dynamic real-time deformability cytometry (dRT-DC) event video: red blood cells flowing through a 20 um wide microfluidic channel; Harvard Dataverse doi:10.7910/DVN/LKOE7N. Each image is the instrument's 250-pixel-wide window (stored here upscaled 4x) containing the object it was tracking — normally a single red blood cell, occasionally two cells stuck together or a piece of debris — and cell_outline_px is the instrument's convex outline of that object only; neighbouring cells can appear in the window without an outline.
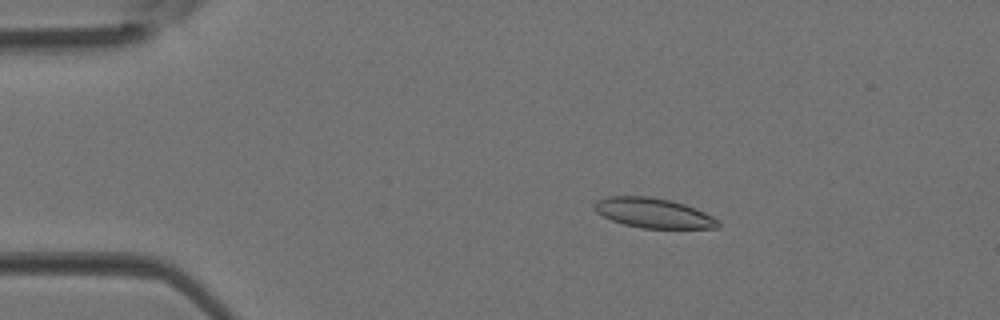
{"species": "Egyptian fruit bat (a non-hibernating species)", "species_latin": "Rousettus aegyptiacus", "temperature_condition": "room temperature", "stored_images_in_passage": 43, "camera_frame_rate_fps": 3000, "um_per_image_px": 0.085, "animal": {"sex": "female"}, "frame": {"image": 1, "passage_image": 7, "time_ms": 2.0, "image_size_px": [1000, 320], "cell_outline_px": [[720, 228], [640, 228], [624, 224], [612, 220], [596, 212], [592, 208], [592, 204], [596, 200], [608, 196], [652, 196], [672, 200], [684, 204], [704, 212], [712, 216], [720, 224]], "centroid_in_image_um": [55.49, 18.09], "position_along_channel_um": 29.5, "area_um2": 21.62}}
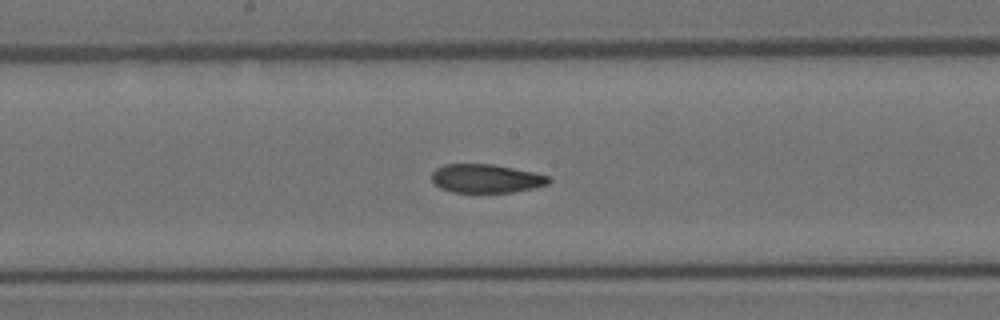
{"frame": {"image": 2, "passage_image": 22, "time_ms": 7.0, "image_size_px": [1000, 320], "cell_outline_px": [[552, 180], [548, 184], [532, 188], [512, 192], [452, 192], [440, 188], [432, 180], [432, 172], [436, 168], [444, 164], [492, 164], [536, 172], [548, 176]], "centroid_in_image_um": [41.32, 15.16], "position_along_channel_um": 206.9, "area_um2": 19.54}}
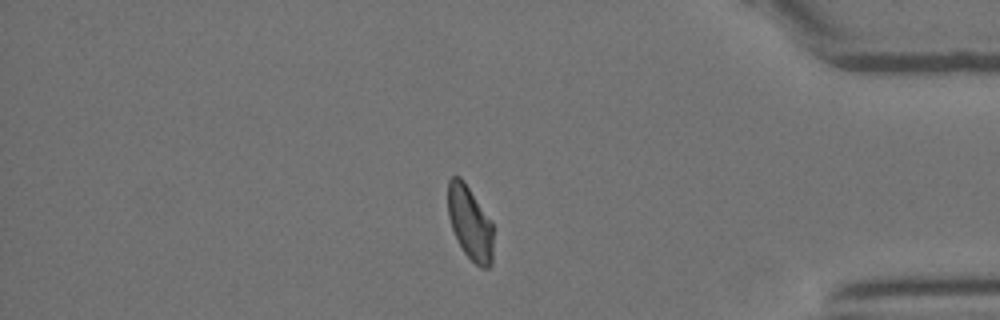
{"frame": {"image": 3, "passage_image": 36, "time_ms": 11.667, "image_size_px": [1000, 320], "cell_outline_px": [[492, 264], [488, 268], [480, 268], [464, 252], [452, 228], [448, 216], [448, 180], [452, 176], [460, 176], [464, 180], [492, 224]], "centroid_in_image_um": [39.93, 18.94], "position_along_channel_um": 395.3, "area_um2": 19.13}}